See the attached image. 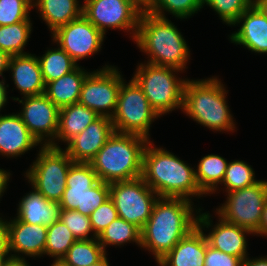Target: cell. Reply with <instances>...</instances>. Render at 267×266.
Returning <instances> with one entry per match:
<instances>
[{
    "instance_id": "cell-40",
    "label": "cell",
    "mask_w": 267,
    "mask_h": 266,
    "mask_svg": "<svg viewBox=\"0 0 267 266\" xmlns=\"http://www.w3.org/2000/svg\"><path fill=\"white\" fill-rule=\"evenodd\" d=\"M9 252L10 246L7 223L0 218V255H7Z\"/></svg>"
},
{
    "instance_id": "cell-34",
    "label": "cell",
    "mask_w": 267,
    "mask_h": 266,
    "mask_svg": "<svg viewBox=\"0 0 267 266\" xmlns=\"http://www.w3.org/2000/svg\"><path fill=\"white\" fill-rule=\"evenodd\" d=\"M258 181L254 179L252 168L243 161L237 160L228 163L222 183L226 185L228 192H232L251 186Z\"/></svg>"
},
{
    "instance_id": "cell-26",
    "label": "cell",
    "mask_w": 267,
    "mask_h": 266,
    "mask_svg": "<svg viewBox=\"0 0 267 266\" xmlns=\"http://www.w3.org/2000/svg\"><path fill=\"white\" fill-rule=\"evenodd\" d=\"M36 2L33 6L39 7L41 16L51 32L82 15L83 8L78 6L77 0H37Z\"/></svg>"
},
{
    "instance_id": "cell-33",
    "label": "cell",
    "mask_w": 267,
    "mask_h": 266,
    "mask_svg": "<svg viewBox=\"0 0 267 266\" xmlns=\"http://www.w3.org/2000/svg\"><path fill=\"white\" fill-rule=\"evenodd\" d=\"M75 241L76 238L68 227L61 220H58L47 227L44 254L54 256L56 260H61Z\"/></svg>"
},
{
    "instance_id": "cell-13",
    "label": "cell",
    "mask_w": 267,
    "mask_h": 266,
    "mask_svg": "<svg viewBox=\"0 0 267 266\" xmlns=\"http://www.w3.org/2000/svg\"><path fill=\"white\" fill-rule=\"evenodd\" d=\"M122 82L120 73L114 67L106 66L101 71L92 72L83 82L79 103L99 116L111 118L116 110ZM106 110L113 111L109 113Z\"/></svg>"
},
{
    "instance_id": "cell-44",
    "label": "cell",
    "mask_w": 267,
    "mask_h": 266,
    "mask_svg": "<svg viewBox=\"0 0 267 266\" xmlns=\"http://www.w3.org/2000/svg\"><path fill=\"white\" fill-rule=\"evenodd\" d=\"M241 266H267V259L266 258H260L255 260H248L245 258L242 260Z\"/></svg>"
},
{
    "instance_id": "cell-38",
    "label": "cell",
    "mask_w": 267,
    "mask_h": 266,
    "mask_svg": "<svg viewBox=\"0 0 267 266\" xmlns=\"http://www.w3.org/2000/svg\"><path fill=\"white\" fill-rule=\"evenodd\" d=\"M118 217L119 216L115 205L112 199L109 197L90 215L94 237H98L100 233Z\"/></svg>"
},
{
    "instance_id": "cell-19",
    "label": "cell",
    "mask_w": 267,
    "mask_h": 266,
    "mask_svg": "<svg viewBox=\"0 0 267 266\" xmlns=\"http://www.w3.org/2000/svg\"><path fill=\"white\" fill-rule=\"evenodd\" d=\"M37 144L19 114L0 116V153L18 156Z\"/></svg>"
},
{
    "instance_id": "cell-24",
    "label": "cell",
    "mask_w": 267,
    "mask_h": 266,
    "mask_svg": "<svg viewBox=\"0 0 267 266\" xmlns=\"http://www.w3.org/2000/svg\"><path fill=\"white\" fill-rule=\"evenodd\" d=\"M77 66L73 71L45 85L44 94L60 109L79 102L83 82L88 76Z\"/></svg>"
},
{
    "instance_id": "cell-9",
    "label": "cell",
    "mask_w": 267,
    "mask_h": 266,
    "mask_svg": "<svg viewBox=\"0 0 267 266\" xmlns=\"http://www.w3.org/2000/svg\"><path fill=\"white\" fill-rule=\"evenodd\" d=\"M159 117L151 107L141 87L132 79L121 83L114 115L111 117L115 132L134 134L148 139L152 119Z\"/></svg>"
},
{
    "instance_id": "cell-20",
    "label": "cell",
    "mask_w": 267,
    "mask_h": 266,
    "mask_svg": "<svg viewBox=\"0 0 267 266\" xmlns=\"http://www.w3.org/2000/svg\"><path fill=\"white\" fill-rule=\"evenodd\" d=\"M10 250L22 252L29 256L44 254L47 236V227L29 224L18 218L11 223L7 222Z\"/></svg>"
},
{
    "instance_id": "cell-21",
    "label": "cell",
    "mask_w": 267,
    "mask_h": 266,
    "mask_svg": "<svg viewBox=\"0 0 267 266\" xmlns=\"http://www.w3.org/2000/svg\"><path fill=\"white\" fill-rule=\"evenodd\" d=\"M16 87L24 97L40 95L45 92L40 63L37 57L30 54L11 56L9 67Z\"/></svg>"
},
{
    "instance_id": "cell-3",
    "label": "cell",
    "mask_w": 267,
    "mask_h": 266,
    "mask_svg": "<svg viewBox=\"0 0 267 266\" xmlns=\"http://www.w3.org/2000/svg\"><path fill=\"white\" fill-rule=\"evenodd\" d=\"M148 139L115 132L89 162L100 181L113 183L142 176L143 152Z\"/></svg>"
},
{
    "instance_id": "cell-4",
    "label": "cell",
    "mask_w": 267,
    "mask_h": 266,
    "mask_svg": "<svg viewBox=\"0 0 267 266\" xmlns=\"http://www.w3.org/2000/svg\"><path fill=\"white\" fill-rule=\"evenodd\" d=\"M135 41L150 54L148 63L177 70L185 68L189 49L180 32L168 19L143 10Z\"/></svg>"
},
{
    "instance_id": "cell-17",
    "label": "cell",
    "mask_w": 267,
    "mask_h": 266,
    "mask_svg": "<svg viewBox=\"0 0 267 266\" xmlns=\"http://www.w3.org/2000/svg\"><path fill=\"white\" fill-rule=\"evenodd\" d=\"M114 131L111 118L99 116L68 142L66 152L73 162L89 163Z\"/></svg>"
},
{
    "instance_id": "cell-29",
    "label": "cell",
    "mask_w": 267,
    "mask_h": 266,
    "mask_svg": "<svg viewBox=\"0 0 267 266\" xmlns=\"http://www.w3.org/2000/svg\"><path fill=\"white\" fill-rule=\"evenodd\" d=\"M105 254V250L95 237V241L76 240L61 260L67 266H89L99 261Z\"/></svg>"
},
{
    "instance_id": "cell-30",
    "label": "cell",
    "mask_w": 267,
    "mask_h": 266,
    "mask_svg": "<svg viewBox=\"0 0 267 266\" xmlns=\"http://www.w3.org/2000/svg\"><path fill=\"white\" fill-rule=\"evenodd\" d=\"M97 239L103 250L106 245H122L128 241H135L141 246V229L118 217L100 233Z\"/></svg>"
},
{
    "instance_id": "cell-37",
    "label": "cell",
    "mask_w": 267,
    "mask_h": 266,
    "mask_svg": "<svg viewBox=\"0 0 267 266\" xmlns=\"http://www.w3.org/2000/svg\"><path fill=\"white\" fill-rule=\"evenodd\" d=\"M60 220L72 232L76 240H88V233L93 231L90 216L83 215L76 210L61 209Z\"/></svg>"
},
{
    "instance_id": "cell-45",
    "label": "cell",
    "mask_w": 267,
    "mask_h": 266,
    "mask_svg": "<svg viewBox=\"0 0 267 266\" xmlns=\"http://www.w3.org/2000/svg\"><path fill=\"white\" fill-rule=\"evenodd\" d=\"M8 179H9V174L6 171L0 169V196L1 193L4 192V189L6 188Z\"/></svg>"
},
{
    "instance_id": "cell-25",
    "label": "cell",
    "mask_w": 267,
    "mask_h": 266,
    "mask_svg": "<svg viewBox=\"0 0 267 266\" xmlns=\"http://www.w3.org/2000/svg\"><path fill=\"white\" fill-rule=\"evenodd\" d=\"M98 117L99 115L95 111L79 102L64 106L59 110L56 138L68 143Z\"/></svg>"
},
{
    "instance_id": "cell-46",
    "label": "cell",
    "mask_w": 267,
    "mask_h": 266,
    "mask_svg": "<svg viewBox=\"0 0 267 266\" xmlns=\"http://www.w3.org/2000/svg\"><path fill=\"white\" fill-rule=\"evenodd\" d=\"M7 97H6V87L4 85L3 80L0 81V109L3 107V105L6 103Z\"/></svg>"
},
{
    "instance_id": "cell-32",
    "label": "cell",
    "mask_w": 267,
    "mask_h": 266,
    "mask_svg": "<svg viewBox=\"0 0 267 266\" xmlns=\"http://www.w3.org/2000/svg\"><path fill=\"white\" fill-rule=\"evenodd\" d=\"M203 6V0H147L143 10L165 18L162 10H167L178 18H187Z\"/></svg>"
},
{
    "instance_id": "cell-28",
    "label": "cell",
    "mask_w": 267,
    "mask_h": 266,
    "mask_svg": "<svg viewBox=\"0 0 267 266\" xmlns=\"http://www.w3.org/2000/svg\"><path fill=\"white\" fill-rule=\"evenodd\" d=\"M45 85L59 79L61 76L73 71L77 63L60 47L48 50L42 58H38Z\"/></svg>"
},
{
    "instance_id": "cell-15",
    "label": "cell",
    "mask_w": 267,
    "mask_h": 266,
    "mask_svg": "<svg viewBox=\"0 0 267 266\" xmlns=\"http://www.w3.org/2000/svg\"><path fill=\"white\" fill-rule=\"evenodd\" d=\"M13 100L24 104L19 116L39 143L45 134L56 138L60 109L44 93L25 97L24 102L19 98Z\"/></svg>"
},
{
    "instance_id": "cell-5",
    "label": "cell",
    "mask_w": 267,
    "mask_h": 266,
    "mask_svg": "<svg viewBox=\"0 0 267 266\" xmlns=\"http://www.w3.org/2000/svg\"><path fill=\"white\" fill-rule=\"evenodd\" d=\"M225 89L216 78L186 81L182 109L192 119L213 130H234L225 100Z\"/></svg>"
},
{
    "instance_id": "cell-2",
    "label": "cell",
    "mask_w": 267,
    "mask_h": 266,
    "mask_svg": "<svg viewBox=\"0 0 267 266\" xmlns=\"http://www.w3.org/2000/svg\"><path fill=\"white\" fill-rule=\"evenodd\" d=\"M150 144V145H148ZM143 152L142 178L158 197L186 198L203 195L195 170L175 155L147 143Z\"/></svg>"
},
{
    "instance_id": "cell-39",
    "label": "cell",
    "mask_w": 267,
    "mask_h": 266,
    "mask_svg": "<svg viewBox=\"0 0 267 266\" xmlns=\"http://www.w3.org/2000/svg\"><path fill=\"white\" fill-rule=\"evenodd\" d=\"M241 264V258L214 249L207 242L204 266H241Z\"/></svg>"
},
{
    "instance_id": "cell-47",
    "label": "cell",
    "mask_w": 267,
    "mask_h": 266,
    "mask_svg": "<svg viewBox=\"0 0 267 266\" xmlns=\"http://www.w3.org/2000/svg\"><path fill=\"white\" fill-rule=\"evenodd\" d=\"M254 3L261 9L267 16V0H254Z\"/></svg>"
},
{
    "instance_id": "cell-12",
    "label": "cell",
    "mask_w": 267,
    "mask_h": 266,
    "mask_svg": "<svg viewBox=\"0 0 267 266\" xmlns=\"http://www.w3.org/2000/svg\"><path fill=\"white\" fill-rule=\"evenodd\" d=\"M143 6L137 0H85L82 14L103 34L106 27L135 29V39Z\"/></svg>"
},
{
    "instance_id": "cell-36",
    "label": "cell",
    "mask_w": 267,
    "mask_h": 266,
    "mask_svg": "<svg viewBox=\"0 0 267 266\" xmlns=\"http://www.w3.org/2000/svg\"><path fill=\"white\" fill-rule=\"evenodd\" d=\"M32 0H0V26L27 20Z\"/></svg>"
},
{
    "instance_id": "cell-50",
    "label": "cell",
    "mask_w": 267,
    "mask_h": 266,
    "mask_svg": "<svg viewBox=\"0 0 267 266\" xmlns=\"http://www.w3.org/2000/svg\"><path fill=\"white\" fill-rule=\"evenodd\" d=\"M6 255H0V266H3L8 258H5Z\"/></svg>"
},
{
    "instance_id": "cell-27",
    "label": "cell",
    "mask_w": 267,
    "mask_h": 266,
    "mask_svg": "<svg viewBox=\"0 0 267 266\" xmlns=\"http://www.w3.org/2000/svg\"><path fill=\"white\" fill-rule=\"evenodd\" d=\"M228 163L218 155H207L201 159L195 179L200 190L205 194L213 192L219 182H223Z\"/></svg>"
},
{
    "instance_id": "cell-49",
    "label": "cell",
    "mask_w": 267,
    "mask_h": 266,
    "mask_svg": "<svg viewBox=\"0 0 267 266\" xmlns=\"http://www.w3.org/2000/svg\"><path fill=\"white\" fill-rule=\"evenodd\" d=\"M51 266H67L62 260H55Z\"/></svg>"
},
{
    "instance_id": "cell-41",
    "label": "cell",
    "mask_w": 267,
    "mask_h": 266,
    "mask_svg": "<svg viewBox=\"0 0 267 266\" xmlns=\"http://www.w3.org/2000/svg\"><path fill=\"white\" fill-rule=\"evenodd\" d=\"M3 266H29L24 258L19 256L11 255L8 257L7 261L4 263Z\"/></svg>"
},
{
    "instance_id": "cell-51",
    "label": "cell",
    "mask_w": 267,
    "mask_h": 266,
    "mask_svg": "<svg viewBox=\"0 0 267 266\" xmlns=\"http://www.w3.org/2000/svg\"><path fill=\"white\" fill-rule=\"evenodd\" d=\"M137 1H139L143 6L147 2V0H137Z\"/></svg>"
},
{
    "instance_id": "cell-48",
    "label": "cell",
    "mask_w": 267,
    "mask_h": 266,
    "mask_svg": "<svg viewBox=\"0 0 267 266\" xmlns=\"http://www.w3.org/2000/svg\"><path fill=\"white\" fill-rule=\"evenodd\" d=\"M89 266H109L107 257L104 255L99 261Z\"/></svg>"
},
{
    "instance_id": "cell-35",
    "label": "cell",
    "mask_w": 267,
    "mask_h": 266,
    "mask_svg": "<svg viewBox=\"0 0 267 266\" xmlns=\"http://www.w3.org/2000/svg\"><path fill=\"white\" fill-rule=\"evenodd\" d=\"M254 0H203L214 9L221 19L229 25H235L240 15L245 12Z\"/></svg>"
},
{
    "instance_id": "cell-22",
    "label": "cell",
    "mask_w": 267,
    "mask_h": 266,
    "mask_svg": "<svg viewBox=\"0 0 267 266\" xmlns=\"http://www.w3.org/2000/svg\"><path fill=\"white\" fill-rule=\"evenodd\" d=\"M60 212L59 202L47 200L34 188V192H30L21 200L17 218L25 223L49 227L60 220Z\"/></svg>"
},
{
    "instance_id": "cell-16",
    "label": "cell",
    "mask_w": 267,
    "mask_h": 266,
    "mask_svg": "<svg viewBox=\"0 0 267 266\" xmlns=\"http://www.w3.org/2000/svg\"><path fill=\"white\" fill-rule=\"evenodd\" d=\"M197 227L183 237L158 264L161 266H204L207 240L203 226H210L207 213L197 216Z\"/></svg>"
},
{
    "instance_id": "cell-11",
    "label": "cell",
    "mask_w": 267,
    "mask_h": 266,
    "mask_svg": "<svg viewBox=\"0 0 267 266\" xmlns=\"http://www.w3.org/2000/svg\"><path fill=\"white\" fill-rule=\"evenodd\" d=\"M228 200L218 209L219 217L253 233L260 229L264 205L267 201V182L228 192Z\"/></svg>"
},
{
    "instance_id": "cell-7",
    "label": "cell",
    "mask_w": 267,
    "mask_h": 266,
    "mask_svg": "<svg viewBox=\"0 0 267 266\" xmlns=\"http://www.w3.org/2000/svg\"><path fill=\"white\" fill-rule=\"evenodd\" d=\"M174 68L141 64L133 77L141 87L151 107L158 115L168 113L183 105V91L186 81L175 78Z\"/></svg>"
},
{
    "instance_id": "cell-10",
    "label": "cell",
    "mask_w": 267,
    "mask_h": 266,
    "mask_svg": "<svg viewBox=\"0 0 267 266\" xmlns=\"http://www.w3.org/2000/svg\"><path fill=\"white\" fill-rule=\"evenodd\" d=\"M153 194L156 195L142 177L109 184V197L118 216L140 229L147 223L158 200Z\"/></svg>"
},
{
    "instance_id": "cell-14",
    "label": "cell",
    "mask_w": 267,
    "mask_h": 266,
    "mask_svg": "<svg viewBox=\"0 0 267 266\" xmlns=\"http://www.w3.org/2000/svg\"><path fill=\"white\" fill-rule=\"evenodd\" d=\"M54 41L75 62L92 55L101 48L104 34L99 31L83 14L60 26L53 32Z\"/></svg>"
},
{
    "instance_id": "cell-6",
    "label": "cell",
    "mask_w": 267,
    "mask_h": 266,
    "mask_svg": "<svg viewBox=\"0 0 267 266\" xmlns=\"http://www.w3.org/2000/svg\"><path fill=\"white\" fill-rule=\"evenodd\" d=\"M109 198V183L100 181L90 163L73 162L66 177L61 209L90 216Z\"/></svg>"
},
{
    "instance_id": "cell-1",
    "label": "cell",
    "mask_w": 267,
    "mask_h": 266,
    "mask_svg": "<svg viewBox=\"0 0 267 266\" xmlns=\"http://www.w3.org/2000/svg\"><path fill=\"white\" fill-rule=\"evenodd\" d=\"M157 198L150 218L141 229V246L153 252L158 263L197 227L198 218L192 214L189 199Z\"/></svg>"
},
{
    "instance_id": "cell-43",
    "label": "cell",
    "mask_w": 267,
    "mask_h": 266,
    "mask_svg": "<svg viewBox=\"0 0 267 266\" xmlns=\"http://www.w3.org/2000/svg\"><path fill=\"white\" fill-rule=\"evenodd\" d=\"M256 233L261 235H267V201L264 205L260 229Z\"/></svg>"
},
{
    "instance_id": "cell-23",
    "label": "cell",
    "mask_w": 267,
    "mask_h": 266,
    "mask_svg": "<svg viewBox=\"0 0 267 266\" xmlns=\"http://www.w3.org/2000/svg\"><path fill=\"white\" fill-rule=\"evenodd\" d=\"M220 223L208 236L205 235L208 245L221 252L239 257L244 260L246 256V240L244 233H252L250 230L224 221Z\"/></svg>"
},
{
    "instance_id": "cell-42",
    "label": "cell",
    "mask_w": 267,
    "mask_h": 266,
    "mask_svg": "<svg viewBox=\"0 0 267 266\" xmlns=\"http://www.w3.org/2000/svg\"><path fill=\"white\" fill-rule=\"evenodd\" d=\"M10 55L7 52H4L0 50V76L2 75V72L5 70H9V60Z\"/></svg>"
},
{
    "instance_id": "cell-31",
    "label": "cell",
    "mask_w": 267,
    "mask_h": 266,
    "mask_svg": "<svg viewBox=\"0 0 267 266\" xmlns=\"http://www.w3.org/2000/svg\"><path fill=\"white\" fill-rule=\"evenodd\" d=\"M31 33L29 18L11 25L0 26V50L10 56L22 55L23 47Z\"/></svg>"
},
{
    "instance_id": "cell-8",
    "label": "cell",
    "mask_w": 267,
    "mask_h": 266,
    "mask_svg": "<svg viewBox=\"0 0 267 266\" xmlns=\"http://www.w3.org/2000/svg\"><path fill=\"white\" fill-rule=\"evenodd\" d=\"M38 154L36 162L27 172V177L32 186L47 200L60 202L65 188L66 177L73 161L66 151L49 139Z\"/></svg>"
},
{
    "instance_id": "cell-18",
    "label": "cell",
    "mask_w": 267,
    "mask_h": 266,
    "mask_svg": "<svg viewBox=\"0 0 267 266\" xmlns=\"http://www.w3.org/2000/svg\"><path fill=\"white\" fill-rule=\"evenodd\" d=\"M244 21L238 32L231 35V41L246 46L257 53H267V16L253 2L243 12L237 23Z\"/></svg>"
}]
</instances>
